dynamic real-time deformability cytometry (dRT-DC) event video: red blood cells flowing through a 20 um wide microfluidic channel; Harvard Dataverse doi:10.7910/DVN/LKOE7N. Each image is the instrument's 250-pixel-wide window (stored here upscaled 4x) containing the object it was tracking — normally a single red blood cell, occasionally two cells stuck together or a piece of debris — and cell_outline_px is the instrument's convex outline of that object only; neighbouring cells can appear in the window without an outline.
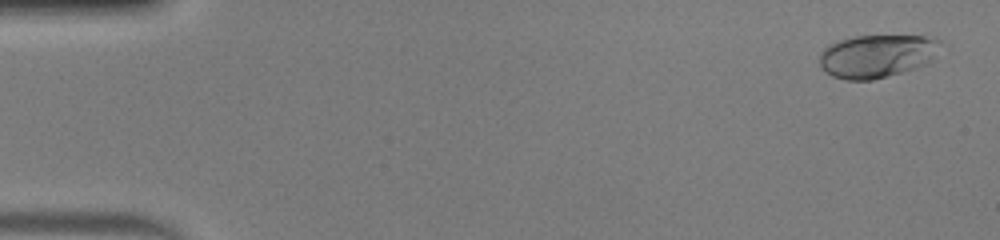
{"species": "human", "species_latin": "Homo sapiens", "temperature_condition": "warm", "stored_images_in_passage": 51, "camera_frame_rate_fps": 3000, "um_per_image_px": 0.085, "donor": {"sex": "male"}, "frame": {"image": 1, "passage_image": 2, "time_ms": 0.333, "image_size_px": [1000, 240], "cell_outline_px": [[940, 44], [932, 60], [928, 64], [916, 68], [872, 80], [848, 80], [832, 76], [820, 64], [820, 52], [828, 44], [840, 40], [856, 36], [924, 36], [940, 40]], "centroid_in_image_um": [74.54, 4.76], "position_along_channel_um": 10.5, "area_um2": 30.11}}
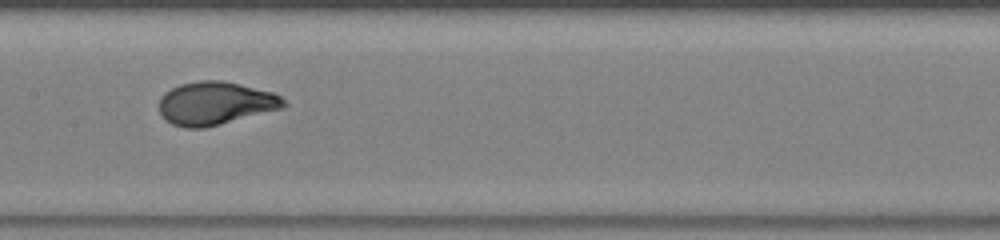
{"frame": {"image": 2, "passage_image": 26, "time_ms": 8.333, "image_size_px": [1000, 240], "cell_outline_px": [[288, 104], [284, 108], [204, 128], [184, 128], [172, 124], [164, 120], [160, 116], [160, 96], [164, 92], [180, 84], [200, 80], [220, 80], [240, 84], [272, 92], [280, 96]], "centroid_in_image_um": [18.28, 8.78], "position_along_channel_um": 189.1, "area_um2": 31.44}}
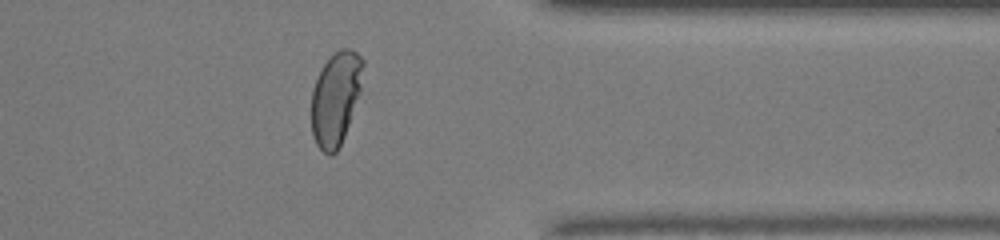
{"frame": {"image": 3, "passage_image": 41, "time_ms": 13.333, "image_size_px": [1000, 240], "cell_outline_px": [[364, 64], [360, 92], [344, 136], [336, 152], [332, 156], [328, 156], [316, 144], [312, 132], [312, 88], [324, 64], [340, 48], [352, 48], [364, 60]], "centroid_in_image_um": [28.54, 8.36], "position_along_channel_um": 382.9, "area_um2": 27.8}, "authors_computed_cell_mechanics": {"area_um2": 30.8652, "velocity_mm_per_s": 4.0767, "shape_relaxation_time_tau1_ms": 3.7066, "shape_relaxation_time_tau2_ms": null, "deformation_change_tau1": 0.234, "deformation_change_tau2": null}}